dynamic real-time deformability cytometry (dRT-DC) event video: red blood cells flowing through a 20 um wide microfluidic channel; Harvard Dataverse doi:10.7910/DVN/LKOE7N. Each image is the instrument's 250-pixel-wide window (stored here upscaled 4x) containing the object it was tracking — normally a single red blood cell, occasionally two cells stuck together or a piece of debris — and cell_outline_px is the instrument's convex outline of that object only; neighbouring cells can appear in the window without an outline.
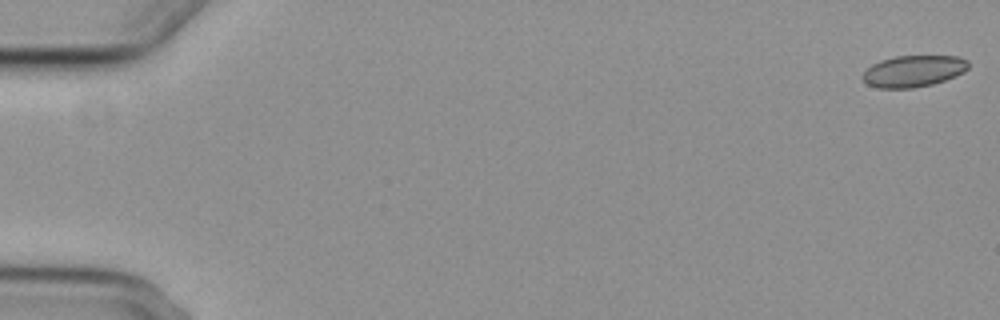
{"species": "common noctule bat (a hibernating species)", "species_latin": "Nyctalus noctula", "temperature_condition": "cold", "stored_images_in_passage": 57, "camera_frame_rate_fps": 3000, "um_per_image_px": 0.085, "animal": {"sex": "female", "body_mass_g": 29.2, "forearm_length_mm": 56.3}, "frame": {"image": 1, "passage_image": 1, "time_ms": 0.0, "image_size_px": [1000, 320], "cell_outline_px": [[968, 68], [964, 72], [956, 76], [932, 84], [912, 88], [876, 88], [868, 84], [860, 76], [872, 64], [880, 60], [896, 56], [956, 56], [968, 60]], "centroid_in_image_um": [77.63, 6.04], "position_along_channel_um": 7.4, "area_um2": 19.42}}
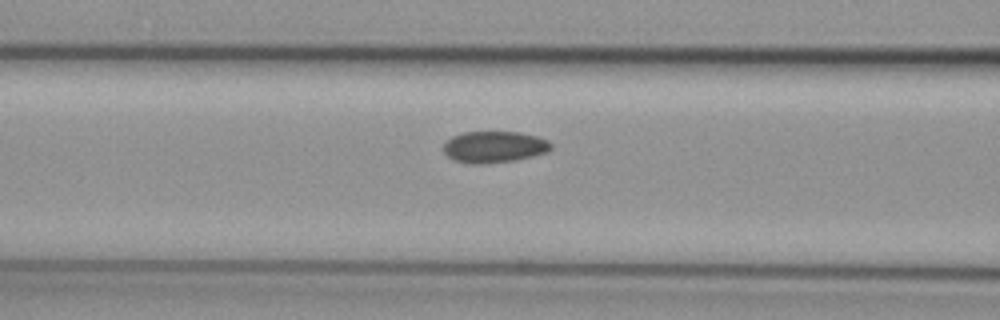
{"frame": {"image": 2, "passage_image": 24, "time_ms": 7.667, "image_size_px": [1000, 320], "cell_outline_px": [[552, 148], [548, 152], [516, 160], [480, 164], [472, 164], [456, 160], [448, 156], [444, 152], [444, 144], [452, 136], [464, 132], [520, 132], [536, 136], [548, 140], [552, 144]], "centroid_in_image_um": [42.04, 12.48], "position_along_channel_um": 124.6, "area_um2": 19.65}}
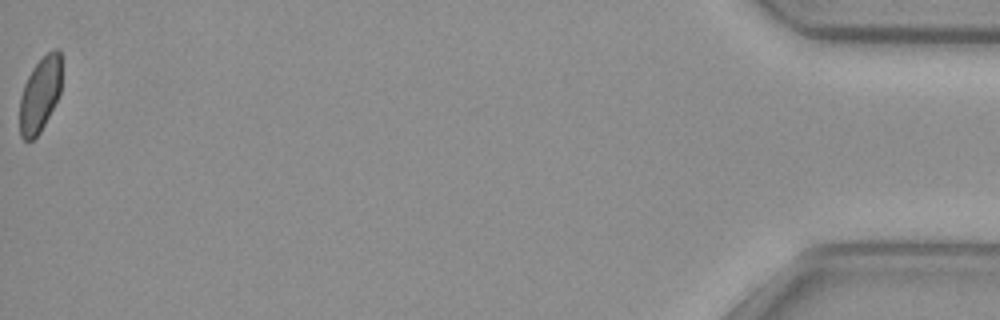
{"frame": {"image": 3, "passage_image": 57, "time_ms": 18.667, "image_size_px": [1000, 320], "cell_outline_px": [[60, 92], [40, 132], [32, 140], [24, 140], [20, 136], [20, 96], [24, 84], [32, 68], [52, 48], [60, 48]], "centroid_in_image_um": [3.38, 8.02], "position_along_channel_um": 431.8, "area_um2": 17.98}, "authors_computed_cell_mechanics": {"area_um2": 19.7676, "velocity_mm_per_s": 3.7033, "shape_relaxation_time_tau1_ms": 7.9268, "shape_relaxation_time_tau2_ms": 4.2122, "deformation_change_tau1": 0.0812, "deformation_change_tau2": 0.0568}}